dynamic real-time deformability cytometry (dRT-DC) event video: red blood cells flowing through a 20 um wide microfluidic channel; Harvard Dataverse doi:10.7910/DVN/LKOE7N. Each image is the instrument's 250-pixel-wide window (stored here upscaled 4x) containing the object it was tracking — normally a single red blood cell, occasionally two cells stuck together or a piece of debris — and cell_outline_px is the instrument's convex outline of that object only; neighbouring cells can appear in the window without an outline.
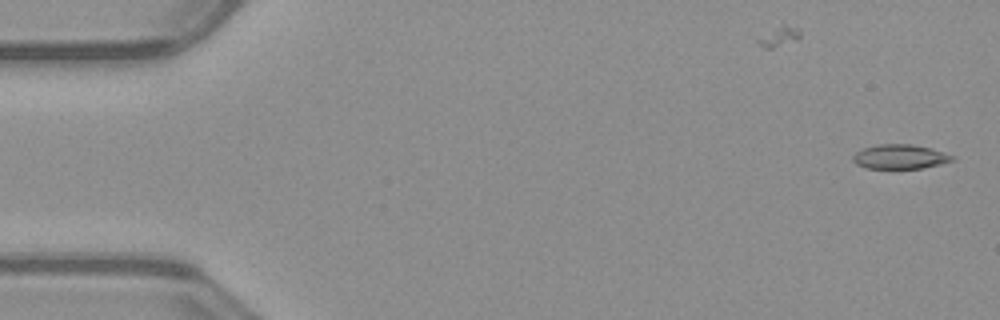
{"species": "common noctule bat (a hibernating species)", "species_latin": "Nyctalus noctula", "temperature_condition": "warm", "stored_images_in_passage": 51, "camera_frame_rate_fps": 3000, "um_per_image_px": 0.085, "animal": {"sex": "male", "body_mass_g": 23.1, "forearm_length_mm": 52.7}, "frame": {"image": 1, "passage_image": 1, "time_ms": 0.0, "image_size_px": [1000, 320], "cell_outline_px": [[956, 160], [940, 164], [920, 168], [868, 168], [856, 164], [852, 160], [852, 156], [856, 152], [864, 148], [880, 144], [912, 144], [932, 148], [952, 156]], "centroid_in_image_um": [76.49, 13.31], "position_along_channel_um": 8.5, "area_um2": 13.99}}
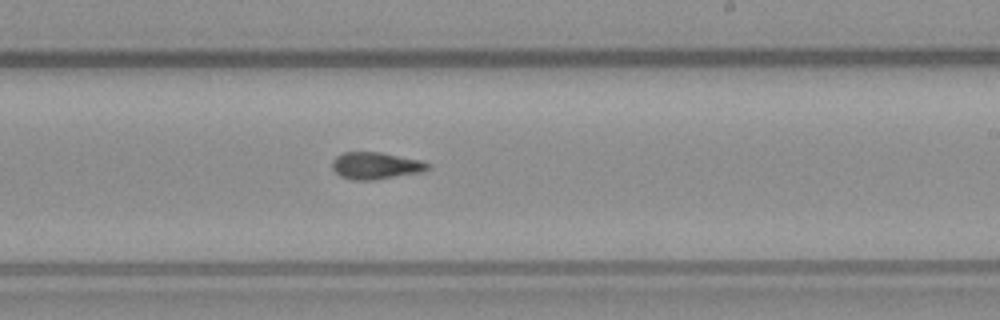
{"frame": {"image": 2, "passage_image": 30, "time_ms": 9.667, "image_size_px": [1000, 320], "cell_outline_px": [[428, 168], [420, 172], [372, 180], [352, 180], [340, 176], [332, 168], [332, 160], [336, 156], [344, 152], [380, 152], [420, 160], [428, 164]], "centroid_in_image_um": [31.87, 14.08], "position_along_channel_um": 257.1, "area_um2": 14.8}}
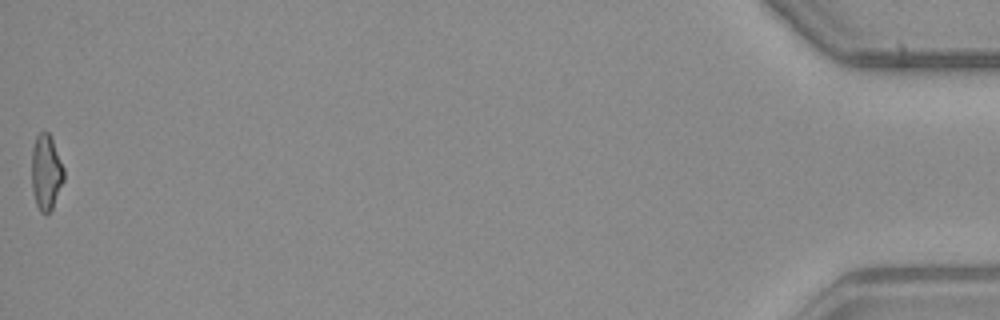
{"frame": {"image": 3, "passage_image": 51, "time_ms": 16.667, "image_size_px": [1000, 320], "cell_outline_px": [[64, 180], [52, 208], [48, 212], [40, 212], [36, 204], [32, 192], [32, 148], [36, 136], [40, 132], [48, 132], [52, 140], [64, 168]], "centroid_in_image_um": [3.91, 14.64], "position_along_channel_um": 431.3, "area_um2": 13.99}, "authors_computed_cell_mechanics": {"area_um2": 14.6812, "velocity_mm_per_s": 4.0253, "shape_relaxation_time_tau1_ms": null, "shape_relaxation_time_tau2_ms": 3.7513, "deformation_change_tau1": null, "deformation_change_tau2": 0.1108}}